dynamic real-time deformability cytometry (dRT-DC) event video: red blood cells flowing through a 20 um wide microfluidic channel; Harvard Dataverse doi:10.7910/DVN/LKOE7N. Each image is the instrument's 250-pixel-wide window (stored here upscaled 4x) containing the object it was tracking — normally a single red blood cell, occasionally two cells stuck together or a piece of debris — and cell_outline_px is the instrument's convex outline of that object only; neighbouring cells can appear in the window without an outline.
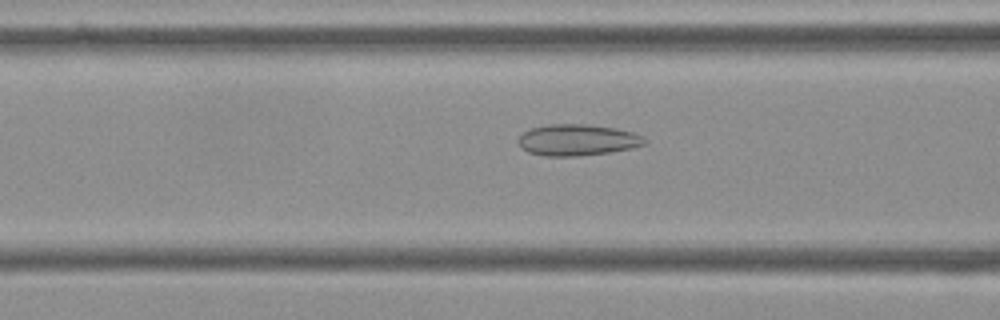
{"species": "Egyptian fruit bat (a non-hibernating species)", "species_latin": "Rousettus aegyptiacus", "temperature_condition": "cold", "stored_images_in_passage": 55, "camera_frame_rate_fps": 3000, "um_per_image_px": 0.085, "frame": {"image": 1, "passage_image": 21, "time_ms": 6.667, "image_size_px": [1000, 320], "cell_outline_px": [[648, 140], [644, 144], [632, 148], [608, 152], [576, 156], [544, 156], [528, 152], [520, 148], [516, 140], [524, 132], [532, 128], [548, 124], [584, 124], [616, 128], [632, 132], [644, 136]], "centroid_in_image_um": [49.06, 11.9], "position_along_channel_um": 117.5, "area_um2": 23.12}}
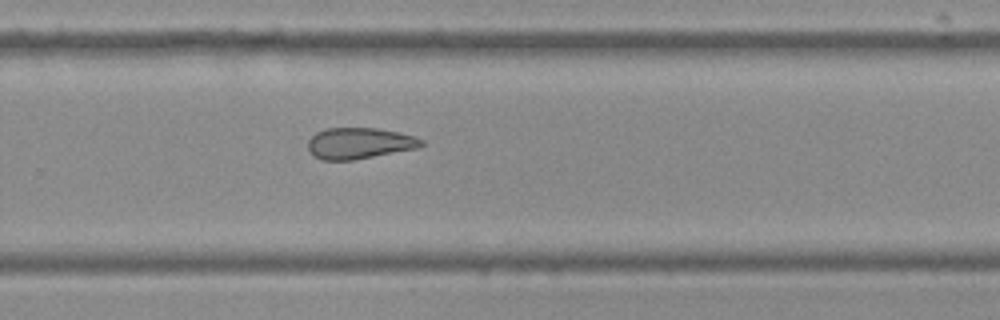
{"frame": {"image": 2, "passage_image": 36, "time_ms": 11.667, "image_size_px": [1000, 320], "cell_outline_px": [[424, 144], [420, 148], [352, 160], [320, 160], [312, 156], [308, 152], [308, 140], [316, 132], [328, 128], [376, 128], [396, 132], [412, 136], [424, 140]], "centroid_in_image_um": [30.51, 12.19], "position_along_channel_um": 299.3, "area_um2": 20.69}}
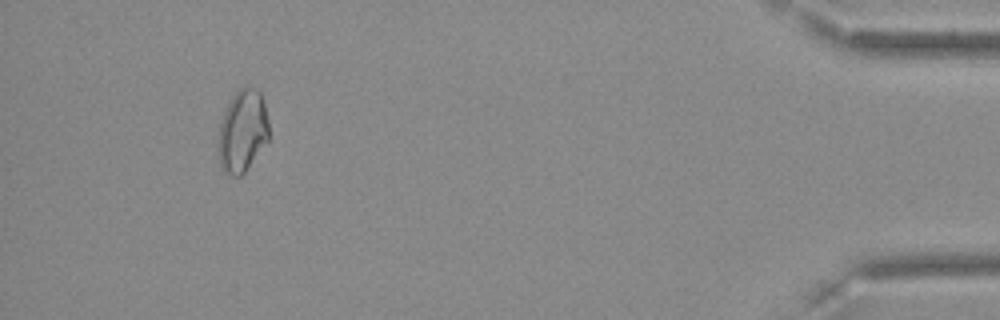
{"frame": {"image": 3, "passage_image": 51, "time_ms": 16.667, "image_size_px": [1000, 320], "cell_outline_px": [[268, 140], [244, 172], [240, 176], [232, 176], [224, 172], [220, 168], [216, 152], [216, 140], [220, 124], [224, 112], [236, 88], [244, 84], [256, 88], [260, 92], [264, 104], [268, 120]], "centroid_in_image_um": [20.56, 11.12], "position_along_channel_um": 414.6, "area_um2": 24.85}, "authors_computed_cell_mechanics": {"area_um2": 23.5246, "velocity_mm_per_s": 3.6369, "shape_relaxation_time_tau1_ms": null, "shape_relaxation_time_tau2_ms": 5.7445, "deformation_change_tau1": null, "deformation_change_tau2": 0.1292}}